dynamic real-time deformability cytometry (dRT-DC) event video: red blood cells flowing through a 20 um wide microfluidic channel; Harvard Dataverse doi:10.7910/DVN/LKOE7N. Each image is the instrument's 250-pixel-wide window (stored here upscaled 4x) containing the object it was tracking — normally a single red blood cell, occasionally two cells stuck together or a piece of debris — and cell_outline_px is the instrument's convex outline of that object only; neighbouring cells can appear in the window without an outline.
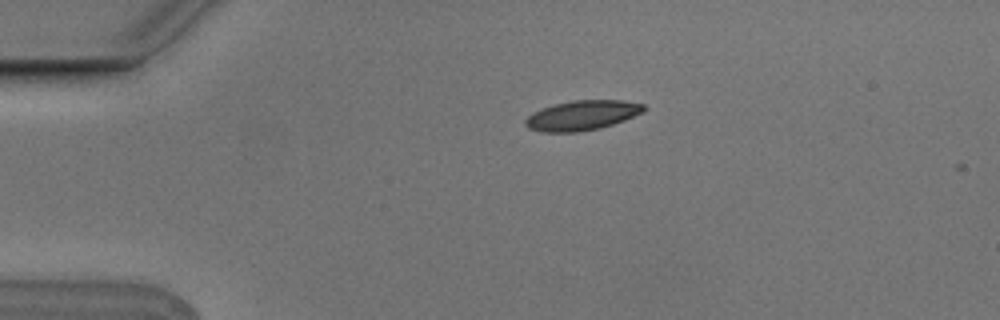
{"species": "Egyptian fruit bat (a non-hibernating species)", "species_latin": "Rousettus aegyptiacus", "temperature_condition": "cold", "stored_images_in_passage": 4, "camera_frame_rate_fps": 3000, "um_per_image_px": 0.085, "animal": {"sex": "male"}, "frame": {"image": 1, "passage_image": 1, "time_ms": 0.0, "image_size_px": [1000, 320], "cell_outline_px": [[644, 112], [624, 120], [600, 128], [576, 132], [540, 132], [528, 128], [524, 124], [524, 120], [532, 112], [556, 104], [576, 100], [624, 100], [644, 104]], "centroid_in_image_um": [49.47, 9.81], "position_along_channel_um": 35.5, "area_um2": 20.46}}
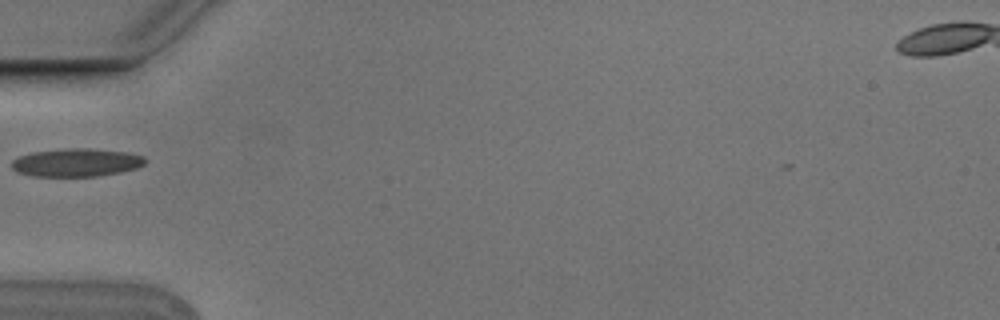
{"frame": {"image": 2, "passage_image": 3, "time_ms": 0.667, "image_size_px": [1000, 320], "cell_outline_px": [[148, 160], [144, 164], [136, 168], [120, 172], [96, 176], [32, 176], [16, 172], [12, 168], [12, 160], [20, 156], [32, 152], [64, 148], [88, 148], [128, 152], [144, 156]], "centroid_in_image_um": [6.5, 13.81], "position_along_channel_um": 78.5, "area_um2": 21.96}}